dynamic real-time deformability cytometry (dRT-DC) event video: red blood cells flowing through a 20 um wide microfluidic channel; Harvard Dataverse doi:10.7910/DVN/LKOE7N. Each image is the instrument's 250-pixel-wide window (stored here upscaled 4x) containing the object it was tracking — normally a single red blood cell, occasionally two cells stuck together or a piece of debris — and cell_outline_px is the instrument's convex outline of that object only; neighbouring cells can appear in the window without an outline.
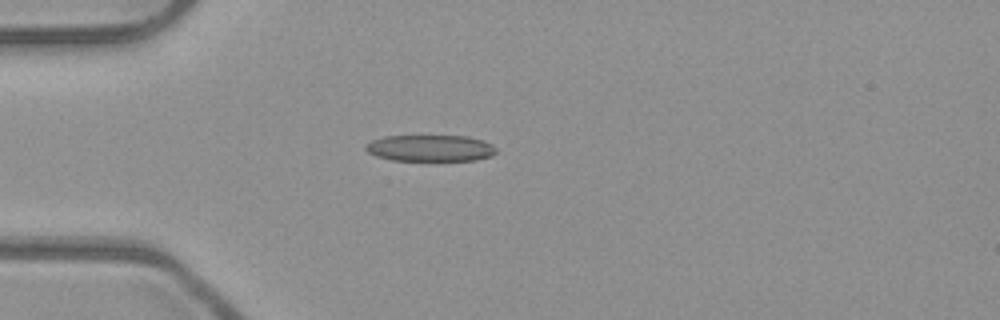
{"species": "common noctule bat (a hibernating species)", "species_latin": "Nyctalus noctula", "temperature_condition": "room temperature", "stored_images_in_passage": 5, "camera_frame_rate_fps": 3000, "um_per_image_px": 0.085, "animal": {"sex": "male", "body_mass_g": 23.1, "forearm_length_mm": 52.7}, "frame": {"image": 1, "passage_image": 5, "time_ms": 1.333, "image_size_px": [1000, 320], "cell_outline_px": [[496, 152], [492, 156], [476, 160], [392, 160], [376, 156], [368, 152], [364, 148], [364, 144], [372, 140], [384, 136], [468, 136], [484, 140], [492, 144], [496, 148]], "centroid_in_image_um": [36.58, 12.58], "position_along_channel_um": 48.4, "area_um2": 20.23}}